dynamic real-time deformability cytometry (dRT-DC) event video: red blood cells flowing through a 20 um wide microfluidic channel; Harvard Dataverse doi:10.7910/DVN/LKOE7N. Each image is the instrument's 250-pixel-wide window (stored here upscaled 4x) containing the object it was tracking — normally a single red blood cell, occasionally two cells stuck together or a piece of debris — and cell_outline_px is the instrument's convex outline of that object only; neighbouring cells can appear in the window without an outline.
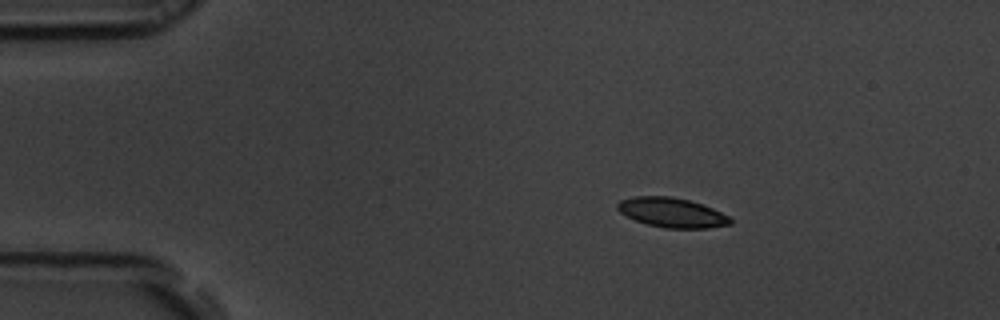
{"species": "common noctule bat (a hibernating species)", "species_latin": "Nyctalus noctula", "temperature_condition": "room temperature", "stored_images_in_passage": 32, "camera_frame_rate_fps": 3000, "um_per_image_px": 0.085, "animal": {"sex": "male", "body_mass_g": 19.5, "forearm_length_mm": 54.6}, "frame": {"image": 1, "passage_image": 1, "time_ms": 0.0, "image_size_px": [1000, 320], "cell_outline_px": [[732, 224], [708, 228], [664, 228], [648, 224], [636, 220], [620, 212], [616, 208], [616, 204], [620, 200], [632, 196], [672, 196], [688, 200], [712, 208], [728, 216], [732, 220]], "centroid_in_image_um": [57.09, 18.06], "position_along_channel_um": 27.9, "area_um2": 19.36}}
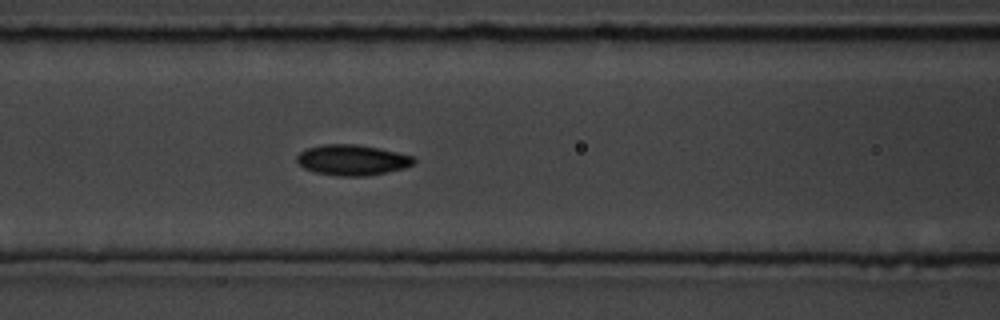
{"frame": {"image": 2, "passage_image": 15, "time_ms": 4.667, "image_size_px": [1000, 320], "cell_outline_px": [[416, 160], [412, 164], [404, 168], [388, 172], [368, 176], [340, 176], [316, 172], [304, 168], [296, 160], [296, 156], [300, 152], [308, 148], [324, 144], [356, 144], [380, 148], [412, 156]], "centroid_in_image_um": [29.94, 13.6], "position_along_channel_um": 136.7, "area_um2": 20.75}}
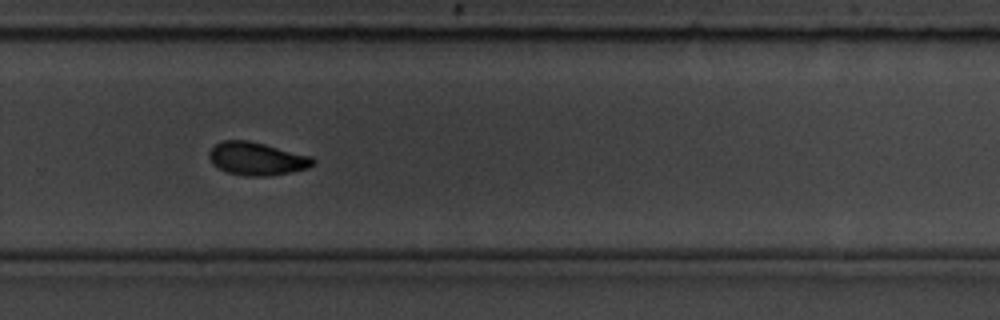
{"frame": {"image": 3, "passage_image": 29, "time_ms": 9.333, "image_size_px": [1000, 320], "cell_outline_px": [[316, 164], [308, 168], [268, 176], [248, 176], [228, 172], [212, 164], [208, 156], [208, 152], [216, 144], [224, 140], [248, 140], [312, 156], [316, 160]], "centroid_in_image_um": [21.84, 13.48], "position_along_channel_um": 308.0, "area_um2": 19.88}}